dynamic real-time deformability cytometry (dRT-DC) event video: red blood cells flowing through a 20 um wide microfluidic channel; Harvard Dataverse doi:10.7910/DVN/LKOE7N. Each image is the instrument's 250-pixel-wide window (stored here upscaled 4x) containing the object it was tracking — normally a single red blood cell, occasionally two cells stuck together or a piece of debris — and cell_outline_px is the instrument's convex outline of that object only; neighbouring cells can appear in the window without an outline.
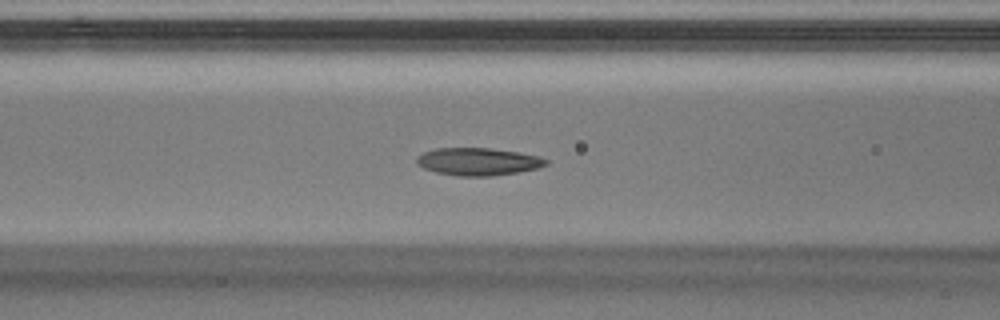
{"species": "Egyptian fruit bat (a non-hibernating species)", "species_latin": "Rousettus aegyptiacus", "temperature_condition": "warm", "stored_images_in_passage": 43, "camera_frame_rate_fps": 3000, "um_per_image_px": 0.085, "animal": {"sex": "male"}, "frame": {"image": 1, "passage_image": 18, "time_ms": 5.667, "image_size_px": [1000, 320], "cell_outline_px": [[548, 164], [536, 168], [520, 172], [492, 176], [456, 176], [436, 172], [424, 168], [416, 164], [416, 156], [424, 152], [436, 148], [492, 148], [520, 152], [540, 156], [548, 160]], "centroid_in_image_um": [40.64, 13.73], "position_along_channel_um": 126.0, "area_um2": 20.98}}
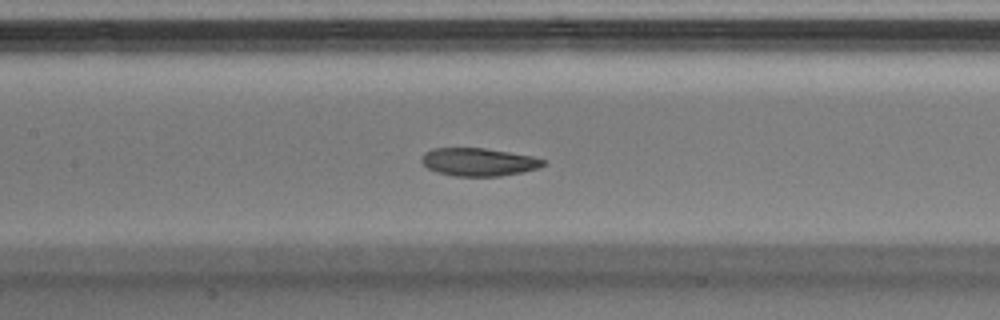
{"frame": {"image": 2, "passage_image": 21, "time_ms": 6.667, "image_size_px": [1000, 320], "cell_outline_px": [[548, 164], [540, 168], [524, 172], [500, 176], [456, 176], [436, 172], [428, 168], [420, 160], [424, 152], [432, 148], [484, 148], [532, 156], [548, 160]], "centroid_in_image_um": [40.73, 13.77], "position_along_channel_um": 166.7, "area_um2": 20.06}}
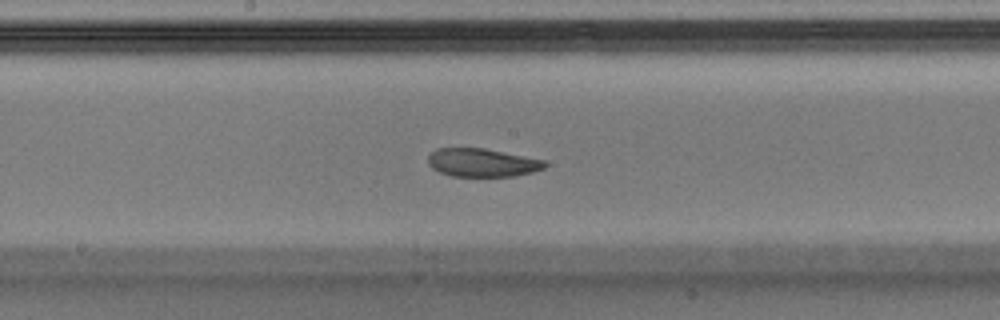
{"frame": {"image": 3, "passage_image": 24, "time_ms": 7.667, "image_size_px": [1000, 320], "cell_outline_px": [[548, 164], [544, 168], [532, 172], [516, 176], [452, 176], [440, 172], [432, 168], [428, 164], [428, 156], [436, 148], [484, 148], [544, 160]], "centroid_in_image_um": [40.98, 13.82], "position_along_channel_um": 207.2, "area_um2": 19.19}, "authors_computed_cell_mechanics": {"area_um2": 20.6924, "velocity_mm_per_s": 4.0591, "shape_relaxation_time_tau1_ms": null, "shape_relaxation_time_tau2_ms": 8.1518, "deformation_change_tau1": null, "deformation_change_tau2": 0.1272}}